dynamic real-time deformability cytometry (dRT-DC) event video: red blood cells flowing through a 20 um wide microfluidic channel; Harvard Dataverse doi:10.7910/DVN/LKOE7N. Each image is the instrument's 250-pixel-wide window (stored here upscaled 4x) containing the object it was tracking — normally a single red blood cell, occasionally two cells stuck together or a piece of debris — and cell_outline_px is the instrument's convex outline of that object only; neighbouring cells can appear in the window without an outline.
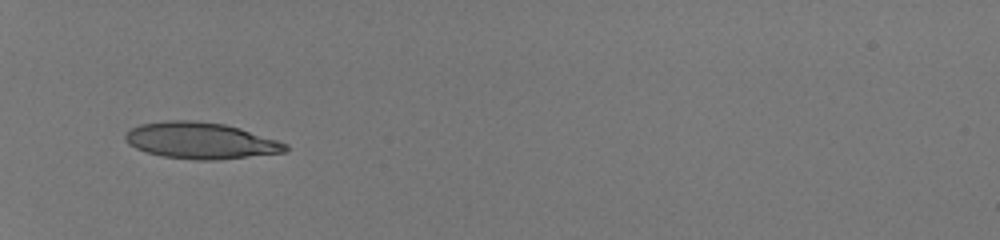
{"species": "human", "species_latin": "Homo sapiens", "temperature_condition": "room temperature", "stored_images_in_passage": 32, "camera_frame_rate_fps": 3000, "um_per_image_px": 0.085, "donor": {"sex": "male"}, "frame": {"image": 1, "passage_image": 1, "time_ms": 0.0, "image_size_px": [1000, 240], "cell_outline_px": [[288, 152], [212, 160], [196, 160], [164, 156], [148, 152], [136, 148], [128, 144], [124, 140], [124, 136], [132, 128], [140, 124], [164, 120], [196, 120], [224, 124], [240, 128], [288, 144]], "centroid_in_image_um": [17.05, 11.94], "position_along_channel_um": 68.0, "area_um2": 33.81}}
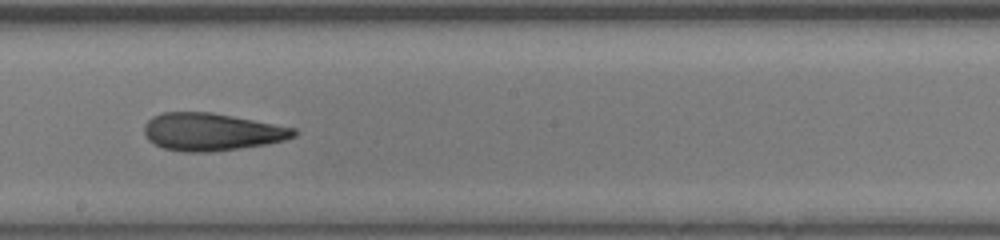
{"frame": {"image": 2, "passage_image": 14, "time_ms": 4.333, "image_size_px": [1000, 240], "cell_outline_px": [[296, 136], [284, 140], [268, 144], [212, 152], [184, 152], [164, 148], [148, 140], [144, 132], [144, 124], [152, 116], [160, 112], [212, 112], [296, 128]], "centroid_in_image_um": [17.97, 11.21], "position_along_channel_um": 230.2, "area_um2": 32.83}}
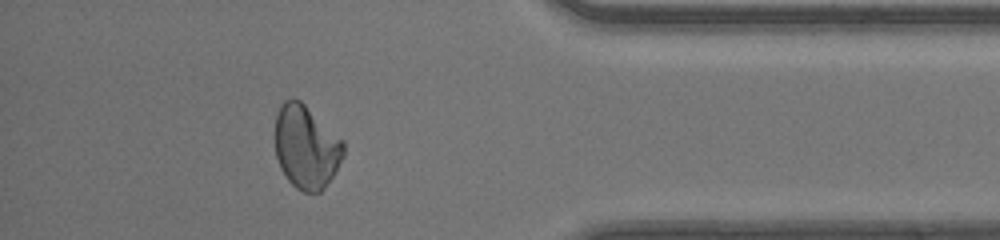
{"frame": {"image": 3, "passage_image": 28, "time_ms": 9.0, "image_size_px": [1000, 240], "cell_outline_px": [[344, 156], [332, 176], [324, 188], [320, 192], [304, 192], [296, 188], [288, 180], [280, 168], [276, 156], [276, 112], [280, 104], [284, 100], [292, 96], [300, 100], [344, 140]], "centroid_in_image_um": [26.02, 12.46], "position_along_channel_um": 409.2, "area_um2": 33.41}, "authors_computed_cell_mechanics": {"area_um2": 32.946, "velocity_mm_per_s": 4.1958, "shape_relaxation_time_tau1_ms": null, "shape_relaxation_time_tau2_ms": 1.4305, "deformation_change_tau1": null, "deformation_change_tau2": 0.0864}}